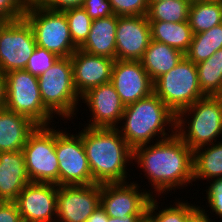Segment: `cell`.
Listing matches in <instances>:
<instances>
[{"instance_id":"6da1fadb","label":"cell","mask_w":222,"mask_h":222,"mask_svg":"<svg viewBox=\"0 0 222 222\" xmlns=\"http://www.w3.org/2000/svg\"><path fill=\"white\" fill-rule=\"evenodd\" d=\"M154 140L152 145L133 150V160L155 189L152 196L160 197L163 193L166 196L172 189L193 185V150L176 133L164 140Z\"/></svg>"},{"instance_id":"7a4b0ae2","label":"cell","mask_w":222,"mask_h":222,"mask_svg":"<svg viewBox=\"0 0 222 222\" xmlns=\"http://www.w3.org/2000/svg\"><path fill=\"white\" fill-rule=\"evenodd\" d=\"M82 141L94 183L127 182V168L133 163V149L118 128L84 126Z\"/></svg>"},{"instance_id":"3957f363","label":"cell","mask_w":222,"mask_h":222,"mask_svg":"<svg viewBox=\"0 0 222 222\" xmlns=\"http://www.w3.org/2000/svg\"><path fill=\"white\" fill-rule=\"evenodd\" d=\"M119 125L117 128L121 136L134 150L151 141L153 143L156 137L160 141L173 136L176 133V115L153 92L125 106ZM167 130L171 131L170 135Z\"/></svg>"},{"instance_id":"277c9868","label":"cell","mask_w":222,"mask_h":222,"mask_svg":"<svg viewBox=\"0 0 222 222\" xmlns=\"http://www.w3.org/2000/svg\"><path fill=\"white\" fill-rule=\"evenodd\" d=\"M176 134L193 151L220 140L217 138H222V96H205L182 109L176 115Z\"/></svg>"},{"instance_id":"5b68a950","label":"cell","mask_w":222,"mask_h":222,"mask_svg":"<svg viewBox=\"0 0 222 222\" xmlns=\"http://www.w3.org/2000/svg\"><path fill=\"white\" fill-rule=\"evenodd\" d=\"M40 96L44 106L63 121L74 119L81 97L73 84L70 57H60L52 67L38 77Z\"/></svg>"},{"instance_id":"8992f818","label":"cell","mask_w":222,"mask_h":222,"mask_svg":"<svg viewBox=\"0 0 222 222\" xmlns=\"http://www.w3.org/2000/svg\"><path fill=\"white\" fill-rule=\"evenodd\" d=\"M24 18L32 27L36 45L58 57H71L78 49L74 44L64 11L41 5L28 6Z\"/></svg>"},{"instance_id":"52a82bcc","label":"cell","mask_w":222,"mask_h":222,"mask_svg":"<svg viewBox=\"0 0 222 222\" xmlns=\"http://www.w3.org/2000/svg\"><path fill=\"white\" fill-rule=\"evenodd\" d=\"M153 84V92L175 115L205 97L199 87L197 66L186 57Z\"/></svg>"},{"instance_id":"ba28073f","label":"cell","mask_w":222,"mask_h":222,"mask_svg":"<svg viewBox=\"0 0 222 222\" xmlns=\"http://www.w3.org/2000/svg\"><path fill=\"white\" fill-rule=\"evenodd\" d=\"M5 79L6 102L4 107L29 118L37 126L51 125L54 115L42 102L38 77L21 69L6 73Z\"/></svg>"},{"instance_id":"9c48e42d","label":"cell","mask_w":222,"mask_h":222,"mask_svg":"<svg viewBox=\"0 0 222 222\" xmlns=\"http://www.w3.org/2000/svg\"><path fill=\"white\" fill-rule=\"evenodd\" d=\"M37 126L23 147L26 171L31 182L59 186V162L55 152V128Z\"/></svg>"},{"instance_id":"30bf717a","label":"cell","mask_w":222,"mask_h":222,"mask_svg":"<svg viewBox=\"0 0 222 222\" xmlns=\"http://www.w3.org/2000/svg\"><path fill=\"white\" fill-rule=\"evenodd\" d=\"M55 152L59 162V186L94 184L83 146L82 130L74 135L57 128Z\"/></svg>"},{"instance_id":"8fae6325","label":"cell","mask_w":222,"mask_h":222,"mask_svg":"<svg viewBox=\"0 0 222 222\" xmlns=\"http://www.w3.org/2000/svg\"><path fill=\"white\" fill-rule=\"evenodd\" d=\"M32 27L25 18L6 22L0 29V71L25 69L36 48Z\"/></svg>"},{"instance_id":"7c38bea8","label":"cell","mask_w":222,"mask_h":222,"mask_svg":"<svg viewBox=\"0 0 222 222\" xmlns=\"http://www.w3.org/2000/svg\"><path fill=\"white\" fill-rule=\"evenodd\" d=\"M141 187L136 181L101 184L100 205L109 217L123 218L124 215L147 214L152 190H141Z\"/></svg>"},{"instance_id":"4fadbf2b","label":"cell","mask_w":222,"mask_h":222,"mask_svg":"<svg viewBox=\"0 0 222 222\" xmlns=\"http://www.w3.org/2000/svg\"><path fill=\"white\" fill-rule=\"evenodd\" d=\"M100 194L97 183L58 186L56 222H86L100 205Z\"/></svg>"},{"instance_id":"5bb4252c","label":"cell","mask_w":222,"mask_h":222,"mask_svg":"<svg viewBox=\"0 0 222 222\" xmlns=\"http://www.w3.org/2000/svg\"><path fill=\"white\" fill-rule=\"evenodd\" d=\"M57 190L53 183H28L15 200L22 221L56 222Z\"/></svg>"},{"instance_id":"9a60e30c","label":"cell","mask_w":222,"mask_h":222,"mask_svg":"<svg viewBox=\"0 0 222 222\" xmlns=\"http://www.w3.org/2000/svg\"><path fill=\"white\" fill-rule=\"evenodd\" d=\"M85 106L89 108L92 119L85 124L91 128H117L121 122L125 105L116 92L113 84L107 82L89 89L81 96Z\"/></svg>"},{"instance_id":"2e32d148","label":"cell","mask_w":222,"mask_h":222,"mask_svg":"<svg viewBox=\"0 0 222 222\" xmlns=\"http://www.w3.org/2000/svg\"><path fill=\"white\" fill-rule=\"evenodd\" d=\"M110 82L125 106L151 95L154 88L140 60H115Z\"/></svg>"},{"instance_id":"e0dca14e","label":"cell","mask_w":222,"mask_h":222,"mask_svg":"<svg viewBox=\"0 0 222 222\" xmlns=\"http://www.w3.org/2000/svg\"><path fill=\"white\" fill-rule=\"evenodd\" d=\"M150 40L151 28L146 15L118 17L116 60H140Z\"/></svg>"},{"instance_id":"ac0fdd59","label":"cell","mask_w":222,"mask_h":222,"mask_svg":"<svg viewBox=\"0 0 222 222\" xmlns=\"http://www.w3.org/2000/svg\"><path fill=\"white\" fill-rule=\"evenodd\" d=\"M70 58L73 84L80 97L89 89L111 81L114 59L91 55L80 49Z\"/></svg>"},{"instance_id":"d6986e66","label":"cell","mask_w":222,"mask_h":222,"mask_svg":"<svg viewBox=\"0 0 222 222\" xmlns=\"http://www.w3.org/2000/svg\"><path fill=\"white\" fill-rule=\"evenodd\" d=\"M30 182L23 151L0 152V201H15Z\"/></svg>"},{"instance_id":"ffe728a7","label":"cell","mask_w":222,"mask_h":222,"mask_svg":"<svg viewBox=\"0 0 222 222\" xmlns=\"http://www.w3.org/2000/svg\"><path fill=\"white\" fill-rule=\"evenodd\" d=\"M37 127L29 118L0 109V152L23 150L29 134Z\"/></svg>"},{"instance_id":"44dd1931","label":"cell","mask_w":222,"mask_h":222,"mask_svg":"<svg viewBox=\"0 0 222 222\" xmlns=\"http://www.w3.org/2000/svg\"><path fill=\"white\" fill-rule=\"evenodd\" d=\"M117 24L118 16L116 15L93 20L87 39L78 49L91 55L116 60Z\"/></svg>"},{"instance_id":"7402d4cb","label":"cell","mask_w":222,"mask_h":222,"mask_svg":"<svg viewBox=\"0 0 222 222\" xmlns=\"http://www.w3.org/2000/svg\"><path fill=\"white\" fill-rule=\"evenodd\" d=\"M185 54L169 45L150 40L140 62L154 82L182 61Z\"/></svg>"},{"instance_id":"603a6c76","label":"cell","mask_w":222,"mask_h":222,"mask_svg":"<svg viewBox=\"0 0 222 222\" xmlns=\"http://www.w3.org/2000/svg\"><path fill=\"white\" fill-rule=\"evenodd\" d=\"M220 178H222V141L196 148L193 151V181L208 179L210 182Z\"/></svg>"},{"instance_id":"cb8c5ba5","label":"cell","mask_w":222,"mask_h":222,"mask_svg":"<svg viewBox=\"0 0 222 222\" xmlns=\"http://www.w3.org/2000/svg\"><path fill=\"white\" fill-rule=\"evenodd\" d=\"M149 23L152 40L169 45L184 54L188 51L193 38L188 21L176 23L149 21Z\"/></svg>"},{"instance_id":"d4e9b609","label":"cell","mask_w":222,"mask_h":222,"mask_svg":"<svg viewBox=\"0 0 222 222\" xmlns=\"http://www.w3.org/2000/svg\"><path fill=\"white\" fill-rule=\"evenodd\" d=\"M152 196L147 206V222H190V220L200 211L199 206L176 199L175 205L159 207L157 198ZM178 200V201H177ZM159 207V209H158ZM156 210V211H155ZM158 211V212H157Z\"/></svg>"},{"instance_id":"484cf974","label":"cell","mask_w":222,"mask_h":222,"mask_svg":"<svg viewBox=\"0 0 222 222\" xmlns=\"http://www.w3.org/2000/svg\"><path fill=\"white\" fill-rule=\"evenodd\" d=\"M196 66L202 93L205 96H222V48Z\"/></svg>"},{"instance_id":"4316f807","label":"cell","mask_w":222,"mask_h":222,"mask_svg":"<svg viewBox=\"0 0 222 222\" xmlns=\"http://www.w3.org/2000/svg\"><path fill=\"white\" fill-rule=\"evenodd\" d=\"M188 22L193 34H198L221 24L222 0L192 3L189 9Z\"/></svg>"},{"instance_id":"83f0119b","label":"cell","mask_w":222,"mask_h":222,"mask_svg":"<svg viewBox=\"0 0 222 222\" xmlns=\"http://www.w3.org/2000/svg\"><path fill=\"white\" fill-rule=\"evenodd\" d=\"M222 48V23L213 28L193 34L192 42L185 57L197 64L210 58Z\"/></svg>"},{"instance_id":"f1b7e54d","label":"cell","mask_w":222,"mask_h":222,"mask_svg":"<svg viewBox=\"0 0 222 222\" xmlns=\"http://www.w3.org/2000/svg\"><path fill=\"white\" fill-rule=\"evenodd\" d=\"M147 18L149 21L183 22L188 21L191 3L188 0H164L148 3Z\"/></svg>"},{"instance_id":"f546056e","label":"cell","mask_w":222,"mask_h":222,"mask_svg":"<svg viewBox=\"0 0 222 222\" xmlns=\"http://www.w3.org/2000/svg\"><path fill=\"white\" fill-rule=\"evenodd\" d=\"M69 31L74 44L79 48L90 33L92 19L83 7L64 10Z\"/></svg>"},{"instance_id":"4dcf8cb0","label":"cell","mask_w":222,"mask_h":222,"mask_svg":"<svg viewBox=\"0 0 222 222\" xmlns=\"http://www.w3.org/2000/svg\"><path fill=\"white\" fill-rule=\"evenodd\" d=\"M59 58L60 57L49 50L36 46L33 54L28 60L25 70L30 72L33 76L39 77L52 67Z\"/></svg>"},{"instance_id":"1f68e13d","label":"cell","mask_w":222,"mask_h":222,"mask_svg":"<svg viewBox=\"0 0 222 222\" xmlns=\"http://www.w3.org/2000/svg\"><path fill=\"white\" fill-rule=\"evenodd\" d=\"M114 15L144 16L148 12L147 0H109Z\"/></svg>"},{"instance_id":"d6a6232c","label":"cell","mask_w":222,"mask_h":222,"mask_svg":"<svg viewBox=\"0 0 222 222\" xmlns=\"http://www.w3.org/2000/svg\"><path fill=\"white\" fill-rule=\"evenodd\" d=\"M27 8L22 0H0V18L6 22L24 18Z\"/></svg>"},{"instance_id":"836d02e7","label":"cell","mask_w":222,"mask_h":222,"mask_svg":"<svg viewBox=\"0 0 222 222\" xmlns=\"http://www.w3.org/2000/svg\"><path fill=\"white\" fill-rule=\"evenodd\" d=\"M208 189L206 187V199L208 202L210 213L222 218V178L214 179L209 182ZM212 210V211H211ZM213 212V213H212ZM222 219H220L221 221Z\"/></svg>"},{"instance_id":"e575fe53","label":"cell","mask_w":222,"mask_h":222,"mask_svg":"<svg viewBox=\"0 0 222 222\" xmlns=\"http://www.w3.org/2000/svg\"><path fill=\"white\" fill-rule=\"evenodd\" d=\"M82 7L92 20L114 15L109 0H84Z\"/></svg>"},{"instance_id":"d590c367","label":"cell","mask_w":222,"mask_h":222,"mask_svg":"<svg viewBox=\"0 0 222 222\" xmlns=\"http://www.w3.org/2000/svg\"><path fill=\"white\" fill-rule=\"evenodd\" d=\"M0 222H23L15 201H0Z\"/></svg>"},{"instance_id":"8d00e7d4","label":"cell","mask_w":222,"mask_h":222,"mask_svg":"<svg viewBox=\"0 0 222 222\" xmlns=\"http://www.w3.org/2000/svg\"><path fill=\"white\" fill-rule=\"evenodd\" d=\"M84 0H43L39 5L55 10L64 11L69 8L82 7Z\"/></svg>"},{"instance_id":"74e56055","label":"cell","mask_w":222,"mask_h":222,"mask_svg":"<svg viewBox=\"0 0 222 222\" xmlns=\"http://www.w3.org/2000/svg\"><path fill=\"white\" fill-rule=\"evenodd\" d=\"M147 214L124 215L123 218L109 217L107 222H145Z\"/></svg>"},{"instance_id":"f35d334b","label":"cell","mask_w":222,"mask_h":222,"mask_svg":"<svg viewBox=\"0 0 222 222\" xmlns=\"http://www.w3.org/2000/svg\"><path fill=\"white\" fill-rule=\"evenodd\" d=\"M108 215L106 214L104 208L99 205L93 211V213L87 218L86 222H107Z\"/></svg>"},{"instance_id":"ab89813d","label":"cell","mask_w":222,"mask_h":222,"mask_svg":"<svg viewBox=\"0 0 222 222\" xmlns=\"http://www.w3.org/2000/svg\"><path fill=\"white\" fill-rule=\"evenodd\" d=\"M199 212L190 220V222H215L213 219H210L207 210L205 211L204 207L199 206ZM208 214V215H207Z\"/></svg>"},{"instance_id":"60d3db41","label":"cell","mask_w":222,"mask_h":222,"mask_svg":"<svg viewBox=\"0 0 222 222\" xmlns=\"http://www.w3.org/2000/svg\"><path fill=\"white\" fill-rule=\"evenodd\" d=\"M6 102V79L5 74L0 71V109L4 108Z\"/></svg>"},{"instance_id":"b9f144b4","label":"cell","mask_w":222,"mask_h":222,"mask_svg":"<svg viewBox=\"0 0 222 222\" xmlns=\"http://www.w3.org/2000/svg\"><path fill=\"white\" fill-rule=\"evenodd\" d=\"M27 6L31 5H38L40 4L43 0H22Z\"/></svg>"},{"instance_id":"7bdbcfd3","label":"cell","mask_w":222,"mask_h":222,"mask_svg":"<svg viewBox=\"0 0 222 222\" xmlns=\"http://www.w3.org/2000/svg\"><path fill=\"white\" fill-rule=\"evenodd\" d=\"M191 4L196 2L217 1V0H188Z\"/></svg>"},{"instance_id":"ee69618b","label":"cell","mask_w":222,"mask_h":222,"mask_svg":"<svg viewBox=\"0 0 222 222\" xmlns=\"http://www.w3.org/2000/svg\"><path fill=\"white\" fill-rule=\"evenodd\" d=\"M6 23L3 19L0 18V29L3 27V25Z\"/></svg>"},{"instance_id":"f6af8a7d","label":"cell","mask_w":222,"mask_h":222,"mask_svg":"<svg viewBox=\"0 0 222 222\" xmlns=\"http://www.w3.org/2000/svg\"><path fill=\"white\" fill-rule=\"evenodd\" d=\"M148 3H155V2H161V1H164V0H147Z\"/></svg>"}]
</instances>
